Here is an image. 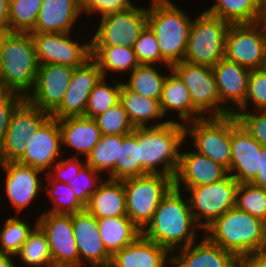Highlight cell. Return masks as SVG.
I'll use <instances>...</instances> for the list:
<instances>
[{"mask_svg":"<svg viewBox=\"0 0 266 267\" xmlns=\"http://www.w3.org/2000/svg\"><path fill=\"white\" fill-rule=\"evenodd\" d=\"M259 22L266 24V0H260V19Z\"/></svg>","mask_w":266,"mask_h":267,"instance_id":"9f6ffc18","label":"cell"},{"mask_svg":"<svg viewBox=\"0 0 266 267\" xmlns=\"http://www.w3.org/2000/svg\"><path fill=\"white\" fill-rule=\"evenodd\" d=\"M42 0H10L9 32H30L36 25Z\"/></svg>","mask_w":266,"mask_h":267,"instance_id":"60d3db41","label":"cell"},{"mask_svg":"<svg viewBox=\"0 0 266 267\" xmlns=\"http://www.w3.org/2000/svg\"><path fill=\"white\" fill-rule=\"evenodd\" d=\"M139 64L162 66V57L156 36L146 26L133 46Z\"/></svg>","mask_w":266,"mask_h":267,"instance_id":"bcb514c9","label":"cell"},{"mask_svg":"<svg viewBox=\"0 0 266 267\" xmlns=\"http://www.w3.org/2000/svg\"><path fill=\"white\" fill-rule=\"evenodd\" d=\"M9 32V29H0V48H1V43L4 38V36Z\"/></svg>","mask_w":266,"mask_h":267,"instance_id":"6f0895ef","label":"cell"},{"mask_svg":"<svg viewBox=\"0 0 266 267\" xmlns=\"http://www.w3.org/2000/svg\"><path fill=\"white\" fill-rule=\"evenodd\" d=\"M102 77L100 69L92 59L81 67L74 68L65 96L51 113V117L59 120L70 116H85L89 95Z\"/></svg>","mask_w":266,"mask_h":267,"instance_id":"7402d4cb","label":"cell"},{"mask_svg":"<svg viewBox=\"0 0 266 267\" xmlns=\"http://www.w3.org/2000/svg\"><path fill=\"white\" fill-rule=\"evenodd\" d=\"M58 124L61 131L62 151L72 149L75 157L86 158L102 136L93 118L64 117L58 120ZM63 148L66 149L63 150Z\"/></svg>","mask_w":266,"mask_h":267,"instance_id":"4316f807","label":"cell"},{"mask_svg":"<svg viewBox=\"0 0 266 267\" xmlns=\"http://www.w3.org/2000/svg\"><path fill=\"white\" fill-rule=\"evenodd\" d=\"M23 267H54L45 233L37 225L29 234L20 251L15 255Z\"/></svg>","mask_w":266,"mask_h":267,"instance_id":"d590c367","label":"cell"},{"mask_svg":"<svg viewBox=\"0 0 266 267\" xmlns=\"http://www.w3.org/2000/svg\"><path fill=\"white\" fill-rule=\"evenodd\" d=\"M202 238L172 253L171 267H241V261L231 252Z\"/></svg>","mask_w":266,"mask_h":267,"instance_id":"cb8c5ba5","label":"cell"},{"mask_svg":"<svg viewBox=\"0 0 266 267\" xmlns=\"http://www.w3.org/2000/svg\"><path fill=\"white\" fill-rule=\"evenodd\" d=\"M73 33L30 32L39 65L57 64L78 68L91 59V39L76 41Z\"/></svg>","mask_w":266,"mask_h":267,"instance_id":"4fadbf2b","label":"cell"},{"mask_svg":"<svg viewBox=\"0 0 266 267\" xmlns=\"http://www.w3.org/2000/svg\"><path fill=\"white\" fill-rule=\"evenodd\" d=\"M120 103L123 105L130 122L135 128L159 126L168 121L178 122V119H171L170 117L162 120L165 116L161 110L159 100L141 96L129 90L123 82Z\"/></svg>","mask_w":266,"mask_h":267,"instance_id":"f1b7e54d","label":"cell"},{"mask_svg":"<svg viewBox=\"0 0 266 267\" xmlns=\"http://www.w3.org/2000/svg\"><path fill=\"white\" fill-rule=\"evenodd\" d=\"M241 267H266V247L245 257L241 261Z\"/></svg>","mask_w":266,"mask_h":267,"instance_id":"f5cc1de1","label":"cell"},{"mask_svg":"<svg viewBox=\"0 0 266 267\" xmlns=\"http://www.w3.org/2000/svg\"><path fill=\"white\" fill-rule=\"evenodd\" d=\"M239 183L229 174L226 178L197 187H175L187 195L195 222L204 230L215 219L234 208Z\"/></svg>","mask_w":266,"mask_h":267,"instance_id":"ba28073f","label":"cell"},{"mask_svg":"<svg viewBox=\"0 0 266 267\" xmlns=\"http://www.w3.org/2000/svg\"><path fill=\"white\" fill-rule=\"evenodd\" d=\"M98 226L103 244L111 255L128 246L141 234L128 216L98 219Z\"/></svg>","mask_w":266,"mask_h":267,"instance_id":"1f68e13d","label":"cell"},{"mask_svg":"<svg viewBox=\"0 0 266 267\" xmlns=\"http://www.w3.org/2000/svg\"><path fill=\"white\" fill-rule=\"evenodd\" d=\"M157 66V64L155 66L139 64L127 75L129 77H127L128 79H126L123 84L129 90L141 96L160 101L167 73L163 70H159Z\"/></svg>","mask_w":266,"mask_h":267,"instance_id":"836d02e7","label":"cell"},{"mask_svg":"<svg viewBox=\"0 0 266 267\" xmlns=\"http://www.w3.org/2000/svg\"><path fill=\"white\" fill-rule=\"evenodd\" d=\"M82 6L87 0H76Z\"/></svg>","mask_w":266,"mask_h":267,"instance_id":"680465c9","label":"cell"},{"mask_svg":"<svg viewBox=\"0 0 266 267\" xmlns=\"http://www.w3.org/2000/svg\"><path fill=\"white\" fill-rule=\"evenodd\" d=\"M263 68L266 70V58H265V64H264V67Z\"/></svg>","mask_w":266,"mask_h":267,"instance_id":"91938a15","label":"cell"},{"mask_svg":"<svg viewBox=\"0 0 266 267\" xmlns=\"http://www.w3.org/2000/svg\"><path fill=\"white\" fill-rule=\"evenodd\" d=\"M148 6L134 3L130 8L112 12L99 20L90 37L91 46H134L147 26Z\"/></svg>","mask_w":266,"mask_h":267,"instance_id":"30bf717a","label":"cell"},{"mask_svg":"<svg viewBox=\"0 0 266 267\" xmlns=\"http://www.w3.org/2000/svg\"><path fill=\"white\" fill-rule=\"evenodd\" d=\"M200 231L203 233L193 218L187 194L173 186L141 234L172 254L197 241Z\"/></svg>","mask_w":266,"mask_h":267,"instance_id":"6da1fadb","label":"cell"},{"mask_svg":"<svg viewBox=\"0 0 266 267\" xmlns=\"http://www.w3.org/2000/svg\"><path fill=\"white\" fill-rule=\"evenodd\" d=\"M185 141L180 150L179 165L174 176V187H197L226 178L228 170L209 157L186 148ZM185 146V147H184Z\"/></svg>","mask_w":266,"mask_h":267,"instance_id":"603a6c76","label":"cell"},{"mask_svg":"<svg viewBox=\"0 0 266 267\" xmlns=\"http://www.w3.org/2000/svg\"><path fill=\"white\" fill-rule=\"evenodd\" d=\"M238 122L262 146H266V110L239 111Z\"/></svg>","mask_w":266,"mask_h":267,"instance_id":"7dc6e473","label":"cell"},{"mask_svg":"<svg viewBox=\"0 0 266 267\" xmlns=\"http://www.w3.org/2000/svg\"><path fill=\"white\" fill-rule=\"evenodd\" d=\"M203 234L240 261L266 247V222L236 206L215 219Z\"/></svg>","mask_w":266,"mask_h":267,"instance_id":"277c9868","label":"cell"},{"mask_svg":"<svg viewBox=\"0 0 266 267\" xmlns=\"http://www.w3.org/2000/svg\"><path fill=\"white\" fill-rule=\"evenodd\" d=\"M172 254L140 234L132 243L111 256L109 267H171Z\"/></svg>","mask_w":266,"mask_h":267,"instance_id":"d4e9b609","label":"cell"},{"mask_svg":"<svg viewBox=\"0 0 266 267\" xmlns=\"http://www.w3.org/2000/svg\"><path fill=\"white\" fill-rule=\"evenodd\" d=\"M24 97L13 91L0 90V149L2 148L10 117Z\"/></svg>","mask_w":266,"mask_h":267,"instance_id":"f907efd6","label":"cell"},{"mask_svg":"<svg viewBox=\"0 0 266 267\" xmlns=\"http://www.w3.org/2000/svg\"><path fill=\"white\" fill-rule=\"evenodd\" d=\"M25 143V152L16 162L37 168L45 174L65 153L62 151L58 119L52 117L30 134Z\"/></svg>","mask_w":266,"mask_h":267,"instance_id":"e0dca14e","label":"cell"},{"mask_svg":"<svg viewBox=\"0 0 266 267\" xmlns=\"http://www.w3.org/2000/svg\"><path fill=\"white\" fill-rule=\"evenodd\" d=\"M127 216L142 231L162 198L174 186L171 176L145 174L123 180Z\"/></svg>","mask_w":266,"mask_h":267,"instance_id":"52a82bcc","label":"cell"},{"mask_svg":"<svg viewBox=\"0 0 266 267\" xmlns=\"http://www.w3.org/2000/svg\"><path fill=\"white\" fill-rule=\"evenodd\" d=\"M225 58L249 69H262L266 58V24H231L225 45Z\"/></svg>","mask_w":266,"mask_h":267,"instance_id":"7c38bea8","label":"cell"},{"mask_svg":"<svg viewBox=\"0 0 266 267\" xmlns=\"http://www.w3.org/2000/svg\"><path fill=\"white\" fill-rule=\"evenodd\" d=\"M249 183L266 189V146L261 147L259 155V170L256 176Z\"/></svg>","mask_w":266,"mask_h":267,"instance_id":"816d5d0a","label":"cell"},{"mask_svg":"<svg viewBox=\"0 0 266 267\" xmlns=\"http://www.w3.org/2000/svg\"><path fill=\"white\" fill-rule=\"evenodd\" d=\"M37 225L45 233L54 267H79V254L72 227V214L42 212Z\"/></svg>","mask_w":266,"mask_h":267,"instance_id":"2e32d148","label":"cell"},{"mask_svg":"<svg viewBox=\"0 0 266 267\" xmlns=\"http://www.w3.org/2000/svg\"><path fill=\"white\" fill-rule=\"evenodd\" d=\"M30 32H7L0 48V87L24 98L32 91L38 72Z\"/></svg>","mask_w":266,"mask_h":267,"instance_id":"5b68a950","label":"cell"},{"mask_svg":"<svg viewBox=\"0 0 266 267\" xmlns=\"http://www.w3.org/2000/svg\"><path fill=\"white\" fill-rule=\"evenodd\" d=\"M72 227L79 267H109L112 255L106 250L99 234L98 219L84 209L72 214Z\"/></svg>","mask_w":266,"mask_h":267,"instance_id":"d6986e66","label":"cell"},{"mask_svg":"<svg viewBox=\"0 0 266 267\" xmlns=\"http://www.w3.org/2000/svg\"><path fill=\"white\" fill-rule=\"evenodd\" d=\"M0 168L2 177L5 176L3 190L6 194L5 200L8 199L11 207L14 208V213L21 216L26 208L31 206L30 204H34L33 202L41 197L40 193L43 195L45 179L41 175L44 176L45 173L18 162H0Z\"/></svg>","mask_w":266,"mask_h":267,"instance_id":"5bb4252c","label":"cell"},{"mask_svg":"<svg viewBox=\"0 0 266 267\" xmlns=\"http://www.w3.org/2000/svg\"><path fill=\"white\" fill-rule=\"evenodd\" d=\"M73 72L74 68L65 65H39L34 88L26 99L51 114L61 104Z\"/></svg>","mask_w":266,"mask_h":267,"instance_id":"ac0fdd59","label":"cell"},{"mask_svg":"<svg viewBox=\"0 0 266 267\" xmlns=\"http://www.w3.org/2000/svg\"><path fill=\"white\" fill-rule=\"evenodd\" d=\"M204 11L229 24L259 22L260 0H214Z\"/></svg>","mask_w":266,"mask_h":267,"instance_id":"d6a6232c","label":"cell"},{"mask_svg":"<svg viewBox=\"0 0 266 267\" xmlns=\"http://www.w3.org/2000/svg\"><path fill=\"white\" fill-rule=\"evenodd\" d=\"M262 145L231 115V163L229 174L238 183H249L259 170Z\"/></svg>","mask_w":266,"mask_h":267,"instance_id":"44dd1931","label":"cell"},{"mask_svg":"<svg viewBox=\"0 0 266 267\" xmlns=\"http://www.w3.org/2000/svg\"><path fill=\"white\" fill-rule=\"evenodd\" d=\"M212 70L220 96L221 107L229 115H236L239 111H244L248 78L251 70L226 58L221 59L212 67Z\"/></svg>","mask_w":266,"mask_h":267,"instance_id":"ffe728a7","label":"cell"},{"mask_svg":"<svg viewBox=\"0 0 266 267\" xmlns=\"http://www.w3.org/2000/svg\"><path fill=\"white\" fill-rule=\"evenodd\" d=\"M147 26L156 36L162 57V68L172 70L184 61L194 17L188 15L174 0H150Z\"/></svg>","mask_w":266,"mask_h":267,"instance_id":"7a4b0ae2","label":"cell"},{"mask_svg":"<svg viewBox=\"0 0 266 267\" xmlns=\"http://www.w3.org/2000/svg\"><path fill=\"white\" fill-rule=\"evenodd\" d=\"M91 59L97 64L104 78L118 74L129 75L138 65L134 49L125 46H91ZM114 73V75H113Z\"/></svg>","mask_w":266,"mask_h":267,"instance_id":"4dcf8cb0","label":"cell"},{"mask_svg":"<svg viewBox=\"0 0 266 267\" xmlns=\"http://www.w3.org/2000/svg\"><path fill=\"white\" fill-rule=\"evenodd\" d=\"M119 159V135H102L100 141L86 156V165L95 171L114 179V167ZM108 173V174H106Z\"/></svg>","mask_w":266,"mask_h":267,"instance_id":"8d00e7d4","label":"cell"},{"mask_svg":"<svg viewBox=\"0 0 266 267\" xmlns=\"http://www.w3.org/2000/svg\"><path fill=\"white\" fill-rule=\"evenodd\" d=\"M9 1L10 0H0V29H9Z\"/></svg>","mask_w":266,"mask_h":267,"instance_id":"db71d44e","label":"cell"},{"mask_svg":"<svg viewBox=\"0 0 266 267\" xmlns=\"http://www.w3.org/2000/svg\"><path fill=\"white\" fill-rule=\"evenodd\" d=\"M62 156L46 173L52 180L67 183L86 165L85 158Z\"/></svg>","mask_w":266,"mask_h":267,"instance_id":"c3c4849f","label":"cell"},{"mask_svg":"<svg viewBox=\"0 0 266 267\" xmlns=\"http://www.w3.org/2000/svg\"><path fill=\"white\" fill-rule=\"evenodd\" d=\"M167 73L160 99V106L164 116L167 118L168 115H171V118H174L173 114L175 113L176 115L177 113L178 122L182 124L204 118L193 107L188 88L178 75L173 70H168Z\"/></svg>","mask_w":266,"mask_h":267,"instance_id":"83f0119b","label":"cell"},{"mask_svg":"<svg viewBox=\"0 0 266 267\" xmlns=\"http://www.w3.org/2000/svg\"><path fill=\"white\" fill-rule=\"evenodd\" d=\"M140 141V176L162 174L174 179L180 149L185 142L184 124L168 121L163 125L137 128Z\"/></svg>","mask_w":266,"mask_h":267,"instance_id":"3957f363","label":"cell"},{"mask_svg":"<svg viewBox=\"0 0 266 267\" xmlns=\"http://www.w3.org/2000/svg\"><path fill=\"white\" fill-rule=\"evenodd\" d=\"M25 220L16 214L2 220L5 222L0 231V254L15 256L20 251L29 234L37 226V219L34 220L35 226Z\"/></svg>","mask_w":266,"mask_h":267,"instance_id":"ab89813d","label":"cell"},{"mask_svg":"<svg viewBox=\"0 0 266 267\" xmlns=\"http://www.w3.org/2000/svg\"><path fill=\"white\" fill-rule=\"evenodd\" d=\"M140 176V141L137 128L126 135H119V159L114 167V180Z\"/></svg>","mask_w":266,"mask_h":267,"instance_id":"e575fe53","label":"cell"},{"mask_svg":"<svg viewBox=\"0 0 266 267\" xmlns=\"http://www.w3.org/2000/svg\"><path fill=\"white\" fill-rule=\"evenodd\" d=\"M82 14L76 0H42L36 25L30 32L73 33Z\"/></svg>","mask_w":266,"mask_h":267,"instance_id":"484cf974","label":"cell"},{"mask_svg":"<svg viewBox=\"0 0 266 267\" xmlns=\"http://www.w3.org/2000/svg\"><path fill=\"white\" fill-rule=\"evenodd\" d=\"M184 127L185 141L191 138L192 149L209 157L229 172L231 163V115L201 118L184 124Z\"/></svg>","mask_w":266,"mask_h":267,"instance_id":"9c48e42d","label":"cell"},{"mask_svg":"<svg viewBox=\"0 0 266 267\" xmlns=\"http://www.w3.org/2000/svg\"><path fill=\"white\" fill-rule=\"evenodd\" d=\"M51 114L34 106L24 98L14 109L6 137L0 149V162H16L25 152V141L36 132Z\"/></svg>","mask_w":266,"mask_h":267,"instance_id":"9a60e30c","label":"cell"},{"mask_svg":"<svg viewBox=\"0 0 266 267\" xmlns=\"http://www.w3.org/2000/svg\"><path fill=\"white\" fill-rule=\"evenodd\" d=\"M250 106V107H249ZM266 110V70H251L244 111Z\"/></svg>","mask_w":266,"mask_h":267,"instance_id":"f6af8a7d","label":"cell"},{"mask_svg":"<svg viewBox=\"0 0 266 267\" xmlns=\"http://www.w3.org/2000/svg\"><path fill=\"white\" fill-rule=\"evenodd\" d=\"M193 19L184 61L208 67L225 58L226 35L231 24L204 10Z\"/></svg>","mask_w":266,"mask_h":267,"instance_id":"8992f818","label":"cell"},{"mask_svg":"<svg viewBox=\"0 0 266 267\" xmlns=\"http://www.w3.org/2000/svg\"><path fill=\"white\" fill-rule=\"evenodd\" d=\"M94 119L101 135H126L135 129L120 102Z\"/></svg>","mask_w":266,"mask_h":267,"instance_id":"7bdbcfd3","label":"cell"},{"mask_svg":"<svg viewBox=\"0 0 266 267\" xmlns=\"http://www.w3.org/2000/svg\"><path fill=\"white\" fill-rule=\"evenodd\" d=\"M133 1V2H132ZM134 4V0H87L82 6V13L85 14L83 19L91 17V21L95 16L99 18L106 16L112 12L122 11L130 8Z\"/></svg>","mask_w":266,"mask_h":267,"instance_id":"681fc988","label":"cell"},{"mask_svg":"<svg viewBox=\"0 0 266 267\" xmlns=\"http://www.w3.org/2000/svg\"><path fill=\"white\" fill-rule=\"evenodd\" d=\"M101 175L90 166L85 165L67 184L71 186L77 198L86 205L100 183L105 179Z\"/></svg>","mask_w":266,"mask_h":267,"instance_id":"ee69618b","label":"cell"},{"mask_svg":"<svg viewBox=\"0 0 266 267\" xmlns=\"http://www.w3.org/2000/svg\"><path fill=\"white\" fill-rule=\"evenodd\" d=\"M15 256L0 254V267H18Z\"/></svg>","mask_w":266,"mask_h":267,"instance_id":"11a10c76","label":"cell"},{"mask_svg":"<svg viewBox=\"0 0 266 267\" xmlns=\"http://www.w3.org/2000/svg\"><path fill=\"white\" fill-rule=\"evenodd\" d=\"M45 195L51 199V207L46 211L55 214H74L85 209V205L77 198L70 185L64 182L52 180L47 174L44 175Z\"/></svg>","mask_w":266,"mask_h":267,"instance_id":"74e56055","label":"cell"},{"mask_svg":"<svg viewBox=\"0 0 266 267\" xmlns=\"http://www.w3.org/2000/svg\"><path fill=\"white\" fill-rule=\"evenodd\" d=\"M85 209L97 219L127 216L123 180L105 177L90 197Z\"/></svg>","mask_w":266,"mask_h":267,"instance_id":"f546056e","label":"cell"},{"mask_svg":"<svg viewBox=\"0 0 266 267\" xmlns=\"http://www.w3.org/2000/svg\"><path fill=\"white\" fill-rule=\"evenodd\" d=\"M235 206L266 222V189L251 183H239Z\"/></svg>","mask_w":266,"mask_h":267,"instance_id":"b9f144b4","label":"cell"},{"mask_svg":"<svg viewBox=\"0 0 266 267\" xmlns=\"http://www.w3.org/2000/svg\"><path fill=\"white\" fill-rule=\"evenodd\" d=\"M171 69L188 88L193 107L205 117H223L229 114L221 107L212 67L182 61Z\"/></svg>","mask_w":266,"mask_h":267,"instance_id":"8fae6325","label":"cell"},{"mask_svg":"<svg viewBox=\"0 0 266 267\" xmlns=\"http://www.w3.org/2000/svg\"><path fill=\"white\" fill-rule=\"evenodd\" d=\"M102 77L91 91L87 106L85 109V117L95 118L105 113L108 109L114 107L120 102V93L122 87V79H114ZM112 84H110L111 82ZM109 82V83H108Z\"/></svg>","mask_w":266,"mask_h":267,"instance_id":"f35d334b","label":"cell"}]
</instances>
